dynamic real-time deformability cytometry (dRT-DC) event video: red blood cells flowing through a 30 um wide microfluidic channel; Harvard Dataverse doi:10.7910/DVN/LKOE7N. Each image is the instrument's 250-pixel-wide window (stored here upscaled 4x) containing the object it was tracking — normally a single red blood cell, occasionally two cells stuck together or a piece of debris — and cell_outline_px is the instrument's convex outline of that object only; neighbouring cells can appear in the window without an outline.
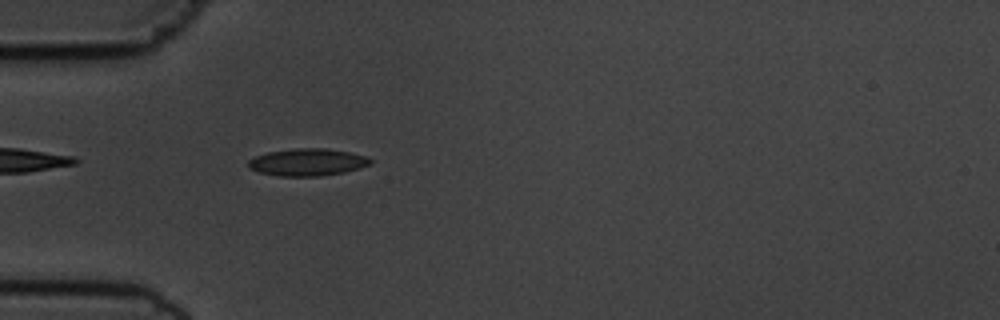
{"species": "common noctule bat (a hibernating species)", "species_latin": "Nyctalus noctula", "temperature_condition": "cold", "stored_images_in_passage": 42, "camera_frame_rate_fps": 3000, "um_per_image_px": 0.085, "animal": {"sex": "male", "body_mass_g": 19.5, "forearm_length_mm": 54.6}, "frame": {"image": 1, "passage_image": 3, "time_ms": 0.667, "image_size_px": [1000, 320], "cell_outline_px": [[372, 164], [360, 168], [344, 172], [320, 176], [280, 176], [260, 172], [248, 168], [248, 160], [256, 156], [268, 152], [296, 148], [324, 148], [352, 152], [368, 156], [372, 160]], "centroid_in_image_um": [26.18, 13.78], "position_along_channel_um": 58.8, "area_um2": 19.48}}
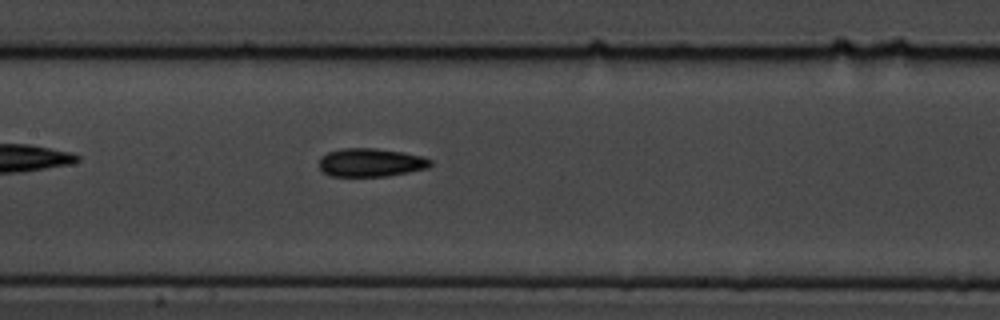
{"frame": {"image": 2, "passage_image": 13, "time_ms": 4.0, "image_size_px": [1000, 320], "cell_outline_px": [[432, 164], [428, 168], [388, 176], [328, 176], [320, 168], [320, 156], [328, 152], [340, 148], [376, 148], [404, 152], [424, 156], [432, 160]], "centroid_in_image_um": [31.53, 13.8], "position_along_channel_um": 175.9, "area_um2": 18.61}}
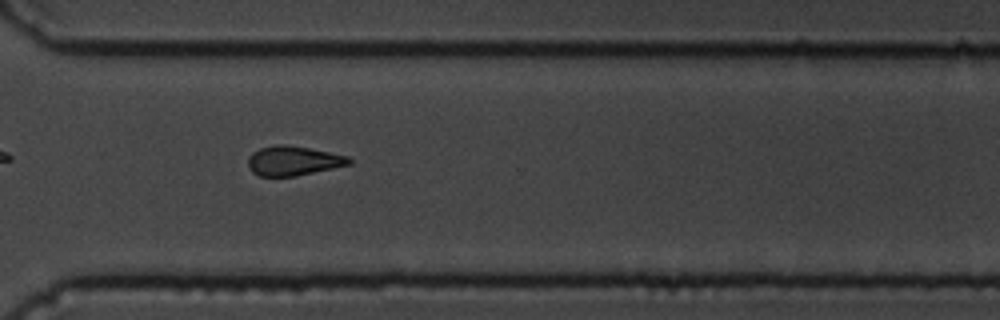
{"frame": {"image": 3, "passage_image": 27, "time_ms": 8.667, "image_size_px": [1000, 320], "cell_outline_px": [[352, 164], [296, 176], [260, 176], [252, 172], [248, 168], [248, 156], [252, 152], [260, 148], [276, 144], [284, 144], [308, 148], [348, 156], [352, 160]], "centroid_in_image_um": [24.91, 13.67], "position_along_channel_um": 345.7, "area_um2": 17.4}, "authors_computed_cell_mechanics": {"area_um2": 17.5423, "velocity_mm_per_s": 3.6455, "shape_relaxation_time_tau1_ms": 7.0729, "shape_relaxation_time_tau2_ms": 8.7203, "deformation_change_tau1": 0.151, "deformation_change_tau2": 0.1564}}